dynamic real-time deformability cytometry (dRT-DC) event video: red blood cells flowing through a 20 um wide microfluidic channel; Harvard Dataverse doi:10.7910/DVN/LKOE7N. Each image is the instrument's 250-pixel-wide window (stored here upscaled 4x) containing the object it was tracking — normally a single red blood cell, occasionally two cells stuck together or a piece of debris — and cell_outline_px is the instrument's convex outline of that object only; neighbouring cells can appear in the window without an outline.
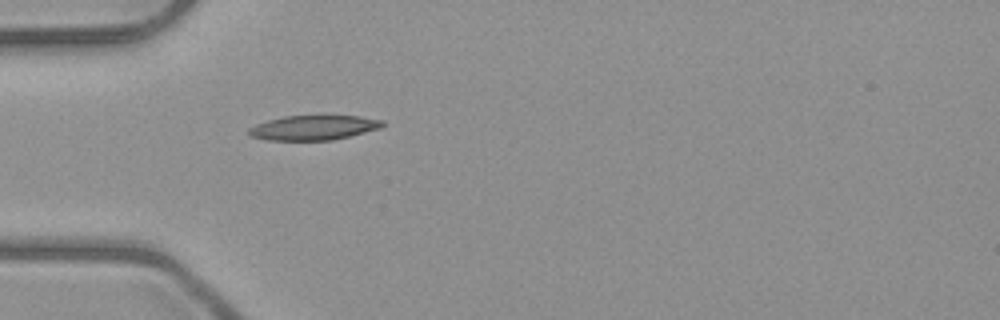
{"species": "common noctule bat (a hibernating species)", "species_latin": "Nyctalus noctula", "temperature_condition": "room temperature", "stored_images_in_passage": 1, "camera_frame_rate_fps": 3000, "um_per_image_px": 0.085, "animal": {"sex": "male", "body_mass_g": 23.1, "forearm_length_mm": 52.7}, "frame": {"image": 1, "passage_image": 1, "time_ms": 0.0, "image_size_px": [1000, 320], "cell_outline_px": [[384, 124], [380, 128], [332, 140], [268, 140], [252, 136], [248, 132], [248, 128], [256, 124], [268, 120], [284, 116], [360, 116], [384, 120]], "centroid_in_image_um": [26.65, 10.84], "position_along_channel_um": 58.3, "area_um2": 19.02}}